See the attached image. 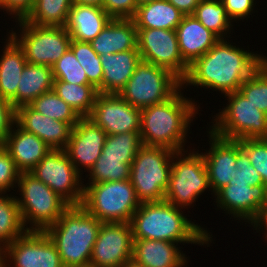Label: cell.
<instances>
[{"label":"cell","mask_w":267,"mask_h":267,"mask_svg":"<svg viewBox=\"0 0 267 267\" xmlns=\"http://www.w3.org/2000/svg\"><path fill=\"white\" fill-rule=\"evenodd\" d=\"M229 39H219L203 56L190 66L182 87L189 85L211 89L226 95L239 91L243 82L265 61L266 56L232 45ZM185 86V87H184Z\"/></svg>","instance_id":"cell-1"},{"label":"cell","mask_w":267,"mask_h":267,"mask_svg":"<svg viewBox=\"0 0 267 267\" xmlns=\"http://www.w3.org/2000/svg\"><path fill=\"white\" fill-rule=\"evenodd\" d=\"M182 89L162 103L141 109L142 145L166 147L174 152L185 150L187 133L199 105L192 98L184 97Z\"/></svg>","instance_id":"cell-2"},{"label":"cell","mask_w":267,"mask_h":267,"mask_svg":"<svg viewBox=\"0 0 267 267\" xmlns=\"http://www.w3.org/2000/svg\"><path fill=\"white\" fill-rule=\"evenodd\" d=\"M183 212L165 200L141 203L130 221L133 239L206 244L209 247L213 239L211 232L189 220Z\"/></svg>","instance_id":"cell-3"},{"label":"cell","mask_w":267,"mask_h":267,"mask_svg":"<svg viewBox=\"0 0 267 267\" xmlns=\"http://www.w3.org/2000/svg\"><path fill=\"white\" fill-rule=\"evenodd\" d=\"M102 222L83 206H70L44 232L56 246L64 267L86 265Z\"/></svg>","instance_id":"cell-4"},{"label":"cell","mask_w":267,"mask_h":267,"mask_svg":"<svg viewBox=\"0 0 267 267\" xmlns=\"http://www.w3.org/2000/svg\"><path fill=\"white\" fill-rule=\"evenodd\" d=\"M16 188L21 197H15L27 231H45L70 207L63 198L29 172H21Z\"/></svg>","instance_id":"cell-5"},{"label":"cell","mask_w":267,"mask_h":267,"mask_svg":"<svg viewBox=\"0 0 267 267\" xmlns=\"http://www.w3.org/2000/svg\"><path fill=\"white\" fill-rule=\"evenodd\" d=\"M83 186L84 197L81 206L102 223H130L141 204L130 179Z\"/></svg>","instance_id":"cell-6"},{"label":"cell","mask_w":267,"mask_h":267,"mask_svg":"<svg viewBox=\"0 0 267 267\" xmlns=\"http://www.w3.org/2000/svg\"><path fill=\"white\" fill-rule=\"evenodd\" d=\"M173 154L174 151L166 147H140L131 164L130 181L141 203L165 199Z\"/></svg>","instance_id":"cell-7"},{"label":"cell","mask_w":267,"mask_h":267,"mask_svg":"<svg viewBox=\"0 0 267 267\" xmlns=\"http://www.w3.org/2000/svg\"><path fill=\"white\" fill-rule=\"evenodd\" d=\"M192 150L188 154L187 149L172 155V168L165 192L164 200L182 210L190 208L206 189L211 191L203 156L199 150Z\"/></svg>","instance_id":"cell-8"},{"label":"cell","mask_w":267,"mask_h":267,"mask_svg":"<svg viewBox=\"0 0 267 267\" xmlns=\"http://www.w3.org/2000/svg\"><path fill=\"white\" fill-rule=\"evenodd\" d=\"M228 101L211 122L209 130L226 139L267 138V115L240 91L224 95Z\"/></svg>","instance_id":"cell-9"},{"label":"cell","mask_w":267,"mask_h":267,"mask_svg":"<svg viewBox=\"0 0 267 267\" xmlns=\"http://www.w3.org/2000/svg\"><path fill=\"white\" fill-rule=\"evenodd\" d=\"M181 87L182 81L171 71L141 60L118 95L142 109L168 100Z\"/></svg>","instance_id":"cell-10"},{"label":"cell","mask_w":267,"mask_h":267,"mask_svg":"<svg viewBox=\"0 0 267 267\" xmlns=\"http://www.w3.org/2000/svg\"><path fill=\"white\" fill-rule=\"evenodd\" d=\"M15 22L20 34L11 30L8 35L23 50L30 64L52 67L70 49L71 36L64 27L37 26L24 19Z\"/></svg>","instance_id":"cell-11"},{"label":"cell","mask_w":267,"mask_h":267,"mask_svg":"<svg viewBox=\"0 0 267 267\" xmlns=\"http://www.w3.org/2000/svg\"><path fill=\"white\" fill-rule=\"evenodd\" d=\"M29 173L51 188L70 206L82 204L84 181L65 150H50Z\"/></svg>","instance_id":"cell-12"},{"label":"cell","mask_w":267,"mask_h":267,"mask_svg":"<svg viewBox=\"0 0 267 267\" xmlns=\"http://www.w3.org/2000/svg\"><path fill=\"white\" fill-rule=\"evenodd\" d=\"M137 38L143 61L168 69L181 81L186 77L189 65L181 56L175 30L137 29Z\"/></svg>","instance_id":"cell-13"},{"label":"cell","mask_w":267,"mask_h":267,"mask_svg":"<svg viewBox=\"0 0 267 267\" xmlns=\"http://www.w3.org/2000/svg\"><path fill=\"white\" fill-rule=\"evenodd\" d=\"M216 206L233 219L244 220L251 227L261 217L267 203V186H250L248 183L229 182L215 194Z\"/></svg>","instance_id":"cell-14"},{"label":"cell","mask_w":267,"mask_h":267,"mask_svg":"<svg viewBox=\"0 0 267 267\" xmlns=\"http://www.w3.org/2000/svg\"><path fill=\"white\" fill-rule=\"evenodd\" d=\"M87 118L107 135L140 132L141 109L133 107L118 94L98 93Z\"/></svg>","instance_id":"cell-15"},{"label":"cell","mask_w":267,"mask_h":267,"mask_svg":"<svg viewBox=\"0 0 267 267\" xmlns=\"http://www.w3.org/2000/svg\"><path fill=\"white\" fill-rule=\"evenodd\" d=\"M132 227L128 222L102 223L90 263L95 267H121L132 258Z\"/></svg>","instance_id":"cell-16"},{"label":"cell","mask_w":267,"mask_h":267,"mask_svg":"<svg viewBox=\"0 0 267 267\" xmlns=\"http://www.w3.org/2000/svg\"><path fill=\"white\" fill-rule=\"evenodd\" d=\"M6 249L8 267H64L56 246L44 231H26Z\"/></svg>","instance_id":"cell-17"},{"label":"cell","mask_w":267,"mask_h":267,"mask_svg":"<svg viewBox=\"0 0 267 267\" xmlns=\"http://www.w3.org/2000/svg\"><path fill=\"white\" fill-rule=\"evenodd\" d=\"M106 138L104 130L87 117H81L72 128L68 145L64 150L81 175L82 168L84 172H89L101 156Z\"/></svg>","instance_id":"cell-18"},{"label":"cell","mask_w":267,"mask_h":267,"mask_svg":"<svg viewBox=\"0 0 267 267\" xmlns=\"http://www.w3.org/2000/svg\"><path fill=\"white\" fill-rule=\"evenodd\" d=\"M210 149L201 153L206 165L211 192L215 195L228 186L235 175L236 140L226 139L207 131ZM208 151V152H207Z\"/></svg>","instance_id":"cell-19"},{"label":"cell","mask_w":267,"mask_h":267,"mask_svg":"<svg viewBox=\"0 0 267 267\" xmlns=\"http://www.w3.org/2000/svg\"><path fill=\"white\" fill-rule=\"evenodd\" d=\"M16 123L25 131L33 133L52 149H65L72 126L35 111L29 105L16 109Z\"/></svg>","instance_id":"cell-20"},{"label":"cell","mask_w":267,"mask_h":267,"mask_svg":"<svg viewBox=\"0 0 267 267\" xmlns=\"http://www.w3.org/2000/svg\"><path fill=\"white\" fill-rule=\"evenodd\" d=\"M13 128L3 147L21 172H30L52 148L33 133L22 129L17 123Z\"/></svg>","instance_id":"cell-21"},{"label":"cell","mask_w":267,"mask_h":267,"mask_svg":"<svg viewBox=\"0 0 267 267\" xmlns=\"http://www.w3.org/2000/svg\"><path fill=\"white\" fill-rule=\"evenodd\" d=\"M111 20L112 17L102 7L72 3L64 28L71 40L90 42Z\"/></svg>","instance_id":"cell-22"},{"label":"cell","mask_w":267,"mask_h":267,"mask_svg":"<svg viewBox=\"0 0 267 267\" xmlns=\"http://www.w3.org/2000/svg\"><path fill=\"white\" fill-rule=\"evenodd\" d=\"M183 60L190 66L207 53L219 40L192 15H184L175 29Z\"/></svg>","instance_id":"cell-23"},{"label":"cell","mask_w":267,"mask_h":267,"mask_svg":"<svg viewBox=\"0 0 267 267\" xmlns=\"http://www.w3.org/2000/svg\"><path fill=\"white\" fill-rule=\"evenodd\" d=\"M178 243L165 240L133 239L132 258L145 267H187Z\"/></svg>","instance_id":"cell-24"},{"label":"cell","mask_w":267,"mask_h":267,"mask_svg":"<svg viewBox=\"0 0 267 267\" xmlns=\"http://www.w3.org/2000/svg\"><path fill=\"white\" fill-rule=\"evenodd\" d=\"M89 43L99 56L138 50L134 20L112 18L101 33Z\"/></svg>","instance_id":"cell-25"},{"label":"cell","mask_w":267,"mask_h":267,"mask_svg":"<svg viewBox=\"0 0 267 267\" xmlns=\"http://www.w3.org/2000/svg\"><path fill=\"white\" fill-rule=\"evenodd\" d=\"M103 69L102 93L118 94L141 62L139 50L100 56Z\"/></svg>","instance_id":"cell-26"},{"label":"cell","mask_w":267,"mask_h":267,"mask_svg":"<svg viewBox=\"0 0 267 267\" xmlns=\"http://www.w3.org/2000/svg\"><path fill=\"white\" fill-rule=\"evenodd\" d=\"M7 36L3 54L0 55V97L10 101L17 109V88L27 61L23 50Z\"/></svg>","instance_id":"cell-27"},{"label":"cell","mask_w":267,"mask_h":267,"mask_svg":"<svg viewBox=\"0 0 267 267\" xmlns=\"http://www.w3.org/2000/svg\"><path fill=\"white\" fill-rule=\"evenodd\" d=\"M183 16L168 0H156L138 6L132 19L137 29L175 30Z\"/></svg>","instance_id":"cell-28"},{"label":"cell","mask_w":267,"mask_h":267,"mask_svg":"<svg viewBox=\"0 0 267 267\" xmlns=\"http://www.w3.org/2000/svg\"><path fill=\"white\" fill-rule=\"evenodd\" d=\"M53 81L51 66L34 65L27 62L17 88V108L29 105L40 95L52 90Z\"/></svg>","instance_id":"cell-29"},{"label":"cell","mask_w":267,"mask_h":267,"mask_svg":"<svg viewBox=\"0 0 267 267\" xmlns=\"http://www.w3.org/2000/svg\"><path fill=\"white\" fill-rule=\"evenodd\" d=\"M53 91L70 105L80 117H87L95 103L98 90L91 84H73L53 81Z\"/></svg>","instance_id":"cell-30"},{"label":"cell","mask_w":267,"mask_h":267,"mask_svg":"<svg viewBox=\"0 0 267 267\" xmlns=\"http://www.w3.org/2000/svg\"><path fill=\"white\" fill-rule=\"evenodd\" d=\"M192 16L219 39L231 36V27L234 25L231 24L221 0H200Z\"/></svg>","instance_id":"cell-31"},{"label":"cell","mask_w":267,"mask_h":267,"mask_svg":"<svg viewBox=\"0 0 267 267\" xmlns=\"http://www.w3.org/2000/svg\"><path fill=\"white\" fill-rule=\"evenodd\" d=\"M73 0H35L24 20L37 26L64 27Z\"/></svg>","instance_id":"cell-32"},{"label":"cell","mask_w":267,"mask_h":267,"mask_svg":"<svg viewBox=\"0 0 267 267\" xmlns=\"http://www.w3.org/2000/svg\"><path fill=\"white\" fill-rule=\"evenodd\" d=\"M0 193V245L7 246L26 231L16 197Z\"/></svg>","instance_id":"cell-33"},{"label":"cell","mask_w":267,"mask_h":267,"mask_svg":"<svg viewBox=\"0 0 267 267\" xmlns=\"http://www.w3.org/2000/svg\"><path fill=\"white\" fill-rule=\"evenodd\" d=\"M29 106L44 116L69 123L72 127H74L81 118L70 105L53 91V89L40 95L33 100Z\"/></svg>","instance_id":"cell-34"},{"label":"cell","mask_w":267,"mask_h":267,"mask_svg":"<svg viewBox=\"0 0 267 267\" xmlns=\"http://www.w3.org/2000/svg\"><path fill=\"white\" fill-rule=\"evenodd\" d=\"M141 146L140 132L107 135L101 156L123 159V163L132 164Z\"/></svg>","instance_id":"cell-35"},{"label":"cell","mask_w":267,"mask_h":267,"mask_svg":"<svg viewBox=\"0 0 267 267\" xmlns=\"http://www.w3.org/2000/svg\"><path fill=\"white\" fill-rule=\"evenodd\" d=\"M70 49L85 70L88 82L93 85L99 93H102L103 69L100 56L92 49L89 42L71 40Z\"/></svg>","instance_id":"cell-36"},{"label":"cell","mask_w":267,"mask_h":267,"mask_svg":"<svg viewBox=\"0 0 267 267\" xmlns=\"http://www.w3.org/2000/svg\"><path fill=\"white\" fill-rule=\"evenodd\" d=\"M131 164L123 163V159L100 156L89 170L88 183L97 184L104 181H123L130 179Z\"/></svg>","instance_id":"cell-37"},{"label":"cell","mask_w":267,"mask_h":267,"mask_svg":"<svg viewBox=\"0 0 267 267\" xmlns=\"http://www.w3.org/2000/svg\"><path fill=\"white\" fill-rule=\"evenodd\" d=\"M239 91L267 115V57L261 66L240 86Z\"/></svg>","instance_id":"cell-38"},{"label":"cell","mask_w":267,"mask_h":267,"mask_svg":"<svg viewBox=\"0 0 267 267\" xmlns=\"http://www.w3.org/2000/svg\"><path fill=\"white\" fill-rule=\"evenodd\" d=\"M54 80H61L73 84H90L85 70L76 59L74 53L69 49L52 66Z\"/></svg>","instance_id":"cell-39"},{"label":"cell","mask_w":267,"mask_h":267,"mask_svg":"<svg viewBox=\"0 0 267 267\" xmlns=\"http://www.w3.org/2000/svg\"><path fill=\"white\" fill-rule=\"evenodd\" d=\"M238 141L251 165L261 175L263 184L267 186V138H247Z\"/></svg>","instance_id":"cell-40"},{"label":"cell","mask_w":267,"mask_h":267,"mask_svg":"<svg viewBox=\"0 0 267 267\" xmlns=\"http://www.w3.org/2000/svg\"><path fill=\"white\" fill-rule=\"evenodd\" d=\"M235 176L230 182L248 183L250 186L264 185L261 175L251 165L247 154L241 149L240 143L236 140V163Z\"/></svg>","instance_id":"cell-41"},{"label":"cell","mask_w":267,"mask_h":267,"mask_svg":"<svg viewBox=\"0 0 267 267\" xmlns=\"http://www.w3.org/2000/svg\"><path fill=\"white\" fill-rule=\"evenodd\" d=\"M20 174L21 171L17 168L9 152L3 145H0V193L6 194L16 188Z\"/></svg>","instance_id":"cell-42"},{"label":"cell","mask_w":267,"mask_h":267,"mask_svg":"<svg viewBox=\"0 0 267 267\" xmlns=\"http://www.w3.org/2000/svg\"><path fill=\"white\" fill-rule=\"evenodd\" d=\"M102 8L117 19H132L137 11L136 0H104Z\"/></svg>","instance_id":"cell-43"},{"label":"cell","mask_w":267,"mask_h":267,"mask_svg":"<svg viewBox=\"0 0 267 267\" xmlns=\"http://www.w3.org/2000/svg\"><path fill=\"white\" fill-rule=\"evenodd\" d=\"M222 4L225 7L226 14L233 22L241 21L245 17L249 18L251 13H254L253 9L256 5L255 0H221ZM255 4V5H254ZM241 19V20H240Z\"/></svg>","instance_id":"cell-44"},{"label":"cell","mask_w":267,"mask_h":267,"mask_svg":"<svg viewBox=\"0 0 267 267\" xmlns=\"http://www.w3.org/2000/svg\"><path fill=\"white\" fill-rule=\"evenodd\" d=\"M16 123V108L10 101L0 97V145H3Z\"/></svg>","instance_id":"cell-45"},{"label":"cell","mask_w":267,"mask_h":267,"mask_svg":"<svg viewBox=\"0 0 267 267\" xmlns=\"http://www.w3.org/2000/svg\"><path fill=\"white\" fill-rule=\"evenodd\" d=\"M35 0H0V9L5 10L15 21L24 19L32 10Z\"/></svg>","instance_id":"cell-46"},{"label":"cell","mask_w":267,"mask_h":267,"mask_svg":"<svg viewBox=\"0 0 267 267\" xmlns=\"http://www.w3.org/2000/svg\"><path fill=\"white\" fill-rule=\"evenodd\" d=\"M183 15H192L200 0H168Z\"/></svg>","instance_id":"cell-47"},{"label":"cell","mask_w":267,"mask_h":267,"mask_svg":"<svg viewBox=\"0 0 267 267\" xmlns=\"http://www.w3.org/2000/svg\"><path fill=\"white\" fill-rule=\"evenodd\" d=\"M261 228L264 232L266 231L264 236H266L265 238L267 239V213H262L260 219L253 225V229L256 230V232H258L257 230L260 231Z\"/></svg>","instance_id":"cell-48"},{"label":"cell","mask_w":267,"mask_h":267,"mask_svg":"<svg viewBox=\"0 0 267 267\" xmlns=\"http://www.w3.org/2000/svg\"><path fill=\"white\" fill-rule=\"evenodd\" d=\"M104 0H73V3L81 4V5H93L102 7Z\"/></svg>","instance_id":"cell-49"},{"label":"cell","mask_w":267,"mask_h":267,"mask_svg":"<svg viewBox=\"0 0 267 267\" xmlns=\"http://www.w3.org/2000/svg\"><path fill=\"white\" fill-rule=\"evenodd\" d=\"M0 267H8L6 246L0 245Z\"/></svg>","instance_id":"cell-50"},{"label":"cell","mask_w":267,"mask_h":267,"mask_svg":"<svg viewBox=\"0 0 267 267\" xmlns=\"http://www.w3.org/2000/svg\"><path fill=\"white\" fill-rule=\"evenodd\" d=\"M121 267H145V266L135 261L133 258H130Z\"/></svg>","instance_id":"cell-51"},{"label":"cell","mask_w":267,"mask_h":267,"mask_svg":"<svg viewBox=\"0 0 267 267\" xmlns=\"http://www.w3.org/2000/svg\"><path fill=\"white\" fill-rule=\"evenodd\" d=\"M152 1H156V0H136L137 7L140 6V5L152 2Z\"/></svg>","instance_id":"cell-52"},{"label":"cell","mask_w":267,"mask_h":267,"mask_svg":"<svg viewBox=\"0 0 267 267\" xmlns=\"http://www.w3.org/2000/svg\"><path fill=\"white\" fill-rule=\"evenodd\" d=\"M73 267H95L91 263L86 264V265H80V266H73Z\"/></svg>","instance_id":"cell-53"},{"label":"cell","mask_w":267,"mask_h":267,"mask_svg":"<svg viewBox=\"0 0 267 267\" xmlns=\"http://www.w3.org/2000/svg\"><path fill=\"white\" fill-rule=\"evenodd\" d=\"M262 213H267V203H266V205H265V207H264Z\"/></svg>","instance_id":"cell-54"}]
</instances>
